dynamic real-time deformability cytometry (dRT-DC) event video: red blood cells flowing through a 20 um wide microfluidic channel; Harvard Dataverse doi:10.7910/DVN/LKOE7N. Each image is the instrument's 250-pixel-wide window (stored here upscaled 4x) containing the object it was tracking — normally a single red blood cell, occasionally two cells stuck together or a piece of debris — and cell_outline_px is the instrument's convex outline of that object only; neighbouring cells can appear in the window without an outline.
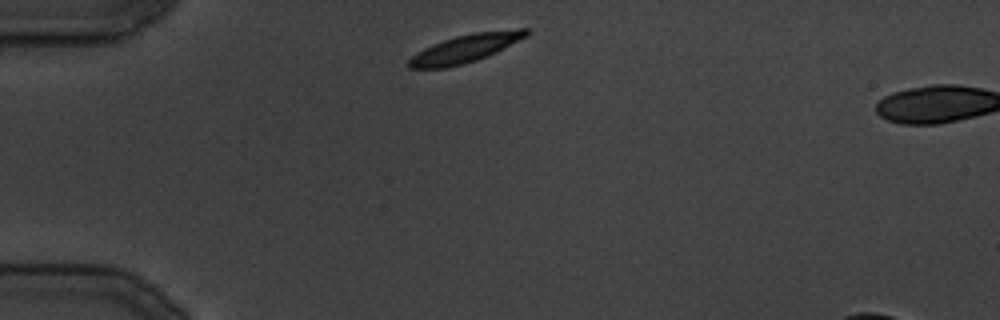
{"species": "common noctule bat (a hibernating species)", "species_latin": "Nyctalus noctula", "temperature_condition": "cold", "stored_images_in_passage": 2, "camera_frame_rate_fps": 3000, "um_per_image_px": 0.085, "animal": {"sex": "male", "body_mass_g": 19.5, "forearm_length_mm": 54.6}, "frame": {"image": 1, "passage_image": 1, "time_ms": 0.0, "image_size_px": [1000, 320], "cell_outline_px": [[528, 36], [488, 56], [464, 64], [448, 68], [408, 68], [408, 60], [416, 52], [432, 44], [456, 36], [472, 32], [516, 28], [528, 28]], "centroid_in_image_um": [39.57, 4.11], "position_along_channel_um": 45.4, "area_um2": 19.36}}